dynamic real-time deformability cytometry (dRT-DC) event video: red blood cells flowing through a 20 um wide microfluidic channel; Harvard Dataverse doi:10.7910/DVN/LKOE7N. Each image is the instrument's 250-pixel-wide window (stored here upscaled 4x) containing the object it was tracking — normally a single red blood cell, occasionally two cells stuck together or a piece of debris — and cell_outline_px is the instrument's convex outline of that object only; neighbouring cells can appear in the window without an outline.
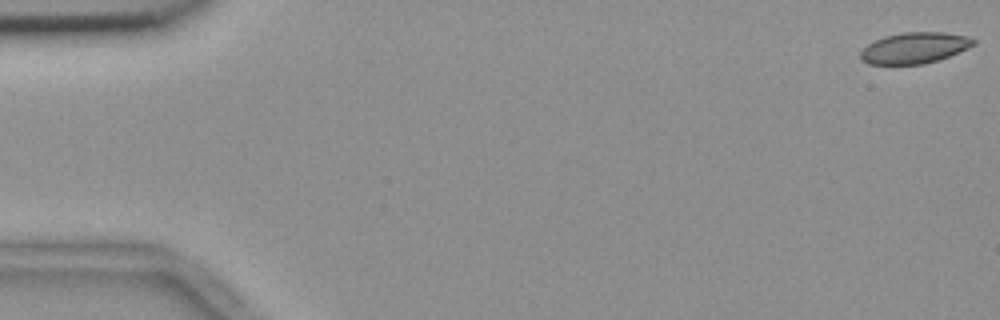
{"species": "common noctule bat (a hibernating species)", "species_latin": "Nyctalus noctula", "temperature_condition": "room temperature", "stored_images_in_passage": 4, "camera_frame_rate_fps": 3000, "um_per_image_px": 0.085, "animal": {"sex": "female", "body_mass_g": 18.4}, "frame": {"image": 1, "passage_image": 1, "time_ms": 0.0, "image_size_px": [1000, 320], "cell_outline_px": [[976, 44], [968, 48], [948, 56], [924, 64], [868, 64], [860, 60], [860, 52], [868, 44], [884, 36], [904, 32], [944, 32], [968, 36], [976, 40]], "centroid_in_image_um": [77.73, 4.07], "position_along_channel_um": 7.3, "area_um2": 20.4}}